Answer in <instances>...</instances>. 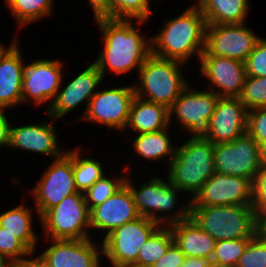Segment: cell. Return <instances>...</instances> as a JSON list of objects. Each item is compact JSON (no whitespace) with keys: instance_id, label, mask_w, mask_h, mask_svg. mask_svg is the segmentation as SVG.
I'll return each mask as SVG.
<instances>
[{"instance_id":"obj_1","label":"cell","mask_w":266,"mask_h":267,"mask_svg":"<svg viewBox=\"0 0 266 267\" xmlns=\"http://www.w3.org/2000/svg\"><path fill=\"white\" fill-rule=\"evenodd\" d=\"M94 21L100 30V45L103 47L94 63L104 81L108 72L119 77L132 72L138 73L152 54L151 36L140 31L147 21L111 18H98Z\"/></svg>"},{"instance_id":"obj_2","label":"cell","mask_w":266,"mask_h":267,"mask_svg":"<svg viewBox=\"0 0 266 267\" xmlns=\"http://www.w3.org/2000/svg\"><path fill=\"white\" fill-rule=\"evenodd\" d=\"M162 21L161 29L151 35L152 54L185 64L193 59L199 62L207 25L201 10L193 3L177 17Z\"/></svg>"},{"instance_id":"obj_3","label":"cell","mask_w":266,"mask_h":267,"mask_svg":"<svg viewBox=\"0 0 266 267\" xmlns=\"http://www.w3.org/2000/svg\"><path fill=\"white\" fill-rule=\"evenodd\" d=\"M130 173L127 174L125 185L132 194L140 216L150 218L160 226H169L189 217L190 200H187L186 204L179 202L184 201L181 198L183 192L174 186L168 177L166 179L154 175V178L146 177L148 179L146 182L142 180L138 184L139 182L136 183L133 178L129 177H132Z\"/></svg>"},{"instance_id":"obj_4","label":"cell","mask_w":266,"mask_h":267,"mask_svg":"<svg viewBox=\"0 0 266 267\" xmlns=\"http://www.w3.org/2000/svg\"><path fill=\"white\" fill-rule=\"evenodd\" d=\"M185 66L183 62L151 54L136 74L135 95L169 109L190 84L185 76Z\"/></svg>"},{"instance_id":"obj_5","label":"cell","mask_w":266,"mask_h":267,"mask_svg":"<svg viewBox=\"0 0 266 267\" xmlns=\"http://www.w3.org/2000/svg\"><path fill=\"white\" fill-rule=\"evenodd\" d=\"M166 170L169 181L183 192L182 195H189L188 200H192L216 172L214 144L206 139L183 141L177 145L175 156Z\"/></svg>"},{"instance_id":"obj_6","label":"cell","mask_w":266,"mask_h":267,"mask_svg":"<svg viewBox=\"0 0 266 267\" xmlns=\"http://www.w3.org/2000/svg\"><path fill=\"white\" fill-rule=\"evenodd\" d=\"M189 216L216 241L253 238L261 230L252 205L190 206Z\"/></svg>"},{"instance_id":"obj_7","label":"cell","mask_w":266,"mask_h":267,"mask_svg":"<svg viewBox=\"0 0 266 267\" xmlns=\"http://www.w3.org/2000/svg\"><path fill=\"white\" fill-rule=\"evenodd\" d=\"M213 91L196 88L190 83L169 108V123L181 127L188 139H206L210 128L209 118L213 115L219 101ZM175 119V120H174Z\"/></svg>"},{"instance_id":"obj_8","label":"cell","mask_w":266,"mask_h":267,"mask_svg":"<svg viewBox=\"0 0 266 267\" xmlns=\"http://www.w3.org/2000/svg\"><path fill=\"white\" fill-rule=\"evenodd\" d=\"M40 224L43 239L83 240L92 237L89 209L83 193L66 196L40 218Z\"/></svg>"},{"instance_id":"obj_9","label":"cell","mask_w":266,"mask_h":267,"mask_svg":"<svg viewBox=\"0 0 266 267\" xmlns=\"http://www.w3.org/2000/svg\"><path fill=\"white\" fill-rule=\"evenodd\" d=\"M32 189H28L33 204L40 218L51 208L57 206L66 196L78 192L75 186L73 163L71 161V148L56 159L42 171Z\"/></svg>"},{"instance_id":"obj_10","label":"cell","mask_w":266,"mask_h":267,"mask_svg":"<svg viewBox=\"0 0 266 267\" xmlns=\"http://www.w3.org/2000/svg\"><path fill=\"white\" fill-rule=\"evenodd\" d=\"M159 226L150 218L140 216L114 229L101 241L103 258L109 264L106 266L136 267L140 248Z\"/></svg>"},{"instance_id":"obj_11","label":"cell","mask_w":266,"mask_h":267,"mask_svg":"<svg viewBox=\"0 0 266 267\" xmlns=\"http://www.w3.org/2000/svg\"><path fill=\"white\" fill-rule=\"evenodd\" d=\"M22 65V104L33 106L46 105L45 111L50 107L52 101L61 86L64 77V60L60 58L33 59ZM32 101V102H31Z\"/></svg>"},{"instance_id":"obj_12","label":"cell","mask_w":266,"mask_h":267,"mask_svg":"<svg viewBox=\"0 0 266 267\" xmlns=\"http://www.w3.org/2000/svg\"><path fill=\"white\" fill-rule=\"evenodd\" d=\"M100 86L91 98L87 110L81 119L84 122L100 125L103 128L124 132L130 108L135 98L133 83L126 86Z\"/></svg>"},{"instance_id":"obj_13","label":"cell","mask_w":266,"mask_h":267,"mask_svg":"<svg viewBox=\"0 0 266 267\" xmlns=\"http://www.w3.org/2000/svg\"><path fill=\"white\" fill-rule=\"evenodd\" d=\"M43 240L42 242L49 243V246L45 245L39 255L37 251L36 256L45 267H101L102 262L104 264L102 242L98 239L94 241L91 237L83 240Z\"/></svg>"},{"instance_id":"obj_14","label":"cell","mask_w":266,"mask_h":267,"mask_svg":"<svg viewBox=\"0 0 266 267\" xmlns=\"http://www.w3.org/2000/svg\"><path fill=\"white\" fill-rule=\"evenodd\" d=\"M65 76L63 77L61 86L52 101L50 107L45 111L56 122L60 119L66 118L67 115L72 114L82 103L85 102L84 109L79 119L81 120L87 110L88 104L94 94L97 92L100 85H103V77L97 67L92 62L81 72L76 74L72 80L63 86Z\"/></svg>"},{"instance_id":"obj_15","label":"cell","mask_w":266,"mask_h":267,"mask_svg":"<svg viewBox=\"0 0 266 267\" xmlns=\"http://www.w3.org/2000/svg\"><path fill=\"white\" fill-rule=\"evenodd\" d=\"M260 38L246 23L207 24L205 48L201 55L221 56L245 62Z\"/></svg>"},{"instance_id":"obj_16","label":"cell","mask_w":266,"mask_h":267,"mask_svg":"<svg viewBox=\"0 0 266 267\" xmlns=\"http://www.w3.org/2000/svg\"><path fill=\"white\" fill-rule=\"evenodd\" d=\"M215 171L250 179L261 169L259 143L248 133L229 143L214 144Z\"/></svg>"},{"instance_id":"obj_17","label":"cell","mask_w":266,"mask_h":267,"mask_svg":"<svg viewBox=\"0 0 266 267\" xmlns=\"http://www.w3.org/2000/svg\"><path fill=\"white\" fill-rule=\"evenodd\" d=\"M46 119L41 123L32 122L14 126L13 122L9 130L8 149L23 150L41 154L42 156H50L49 158L56 159L61 157L66 150L59 142L58 126L54 124V120L47 113ZM48 117V118H47ZM51 121H48L50 120ZM36 123V124H35ZM57 126V127H56ZM62 147V148H61Z\"/></svg>"},{"instance_id":"obj_18","label":"cell","mask_w":266,"mask_h":267,"mask_svg":"<svg viewBox=\"0 0 266 267\" xmlns=\"http://www.w3.org/2000/svg\"><path fill=\"white\" fill-rule=\"evenodd\" d=\"M199 73L208 83L206 89L219 97L239 98L246 78L245 63L227 57L201 55Z\"/></svg>"},{"instance_id":"obj_19","label":"cell","mask_w":266,"mask_h":267,"mask_svg":"<svg viewBox=\"0 0 266 267\" xmlns=\"http://www.w3.org/2000/svg\"><path fill=\"white\" fill-rule=\"evenodd\" d=\"M252 181L215 172L190 200V206L251 205Z\"/></svg>"},{"instance_id":"obj_20","label":"cell","mask_w":266,"mask_h":267,"mask_svg":"<svg viewBox=\"0 0 266 267\" xmlns=\"http://www.w3.org/2000/svg\"><path fill=\"white\" fill-rule=\"evenodd\" d=\"M89 216L90 232L93 231L91 233L94 234L92 238L100 240L98 236L101 232L100 241L114 229L140 217L132 194L125 184L102 204L93 207L89 211Z\"/></svg>"},{"instance_id":"obj_21","label":"cell","mask_w":266,"mask_h":267,"mask_svg":"<svg viewBox=\"0 0 266 267\" xmlns=\"http://www.w3.org/2000/svg\"><path fill=\"white\" fill-rule=\"evenodd\" d=\"M248 109L240 98L220 97L213 115L209 118L206 140L213 144L229 143L247 133Z\"/></svg>"},{"instance_id":"obj_22","label":"cell","mask_w":266,"mask_h":267,"mask_svg":"<svg viewBox=\"0 0 266 267\" xmlns=\"http://www.w3.org/2000/svg\"><path fill=\"white\" fill-rule=\"evenodd\" d=\"M10 45L0 53V110L22 105L23 56L20 40L12 37Z\"/></svg>"},{"instance_id":"obj_23","label":"cell","mask_w":266,"mask_h":267,"mask_svg":"<svg viewBox=\"0 0 266 267\" xmlns=\"http://www.w3.org/2000/svg\"><path fill=\"white\" fill-rule=\"evenodd\" d=\"M169 226L174 242L187 258L199 257L209 261L212 259L217 241L190 216Z\"/></svg>"},{"instance_id":"obj_24","label":"cell","mask_w":266,"mask_h":267,"mask_svg":"<svg viewBox=\"0 0 266 267\" xmlns=\"http://www.w3.org/2000/svg\"><path fill=\"white\" fill-rule=\"evenodd\" d=\"M173 127L169 126L163 130L150 133H141V134H131L133 141H131L132 152L137 155V157L143 158L145 161H150L154 164L159 162L167 163V168L171 163V160L174 158L176 153L177 144L172 139V130ZM135 136V137H134ZM175 143V144H174Z\"/></svg>"},{"instance_id":"obj_25","label":"cell","mask_w":266,"mask_h":267,"mask_svg":"<svg viewBox=\"0 0 266 267\" xmlns=\"http://www.w3.org/2000/svg\"><path fill=\"white\" fill-rule=\"evenodd\" d=\"M169 126V109L167 107L135 96L123 133H129V131L134 134L157 132Z\"/></svg>"},{"instance_id":"obj_26","label":"cell","mask_w":266,"mask_h":267,"mask_svg":"<svg viewBox=\"0 0 266 267\" xmlns=\"http://www.w3.org/2000/svg\"><path fill=\"white\" fill-rule=\"evenodd\" d=\"M23 199L17 206L8 208L0 213V226L14 234L33 254L37 252L41 236L34 230V214L38 215L36 208L25 205ZM32 206V207H31ZM35 213H34V210ZM34 225V226H33ZM39 235V236H38Z\"/></svg>"},{"instance_id":"obj_27","label":"cell","mask_w":266,"mask_h":267,"mask_svg":"<svg viewBox=\"0 0 266 267\" xmlns=\"http://www.w3.org/2000/svg\"><path fill=\"white\" fill-rule=\"evenodd\" d=\"M250 0H195L206 24L247 23Z\"/></svg>"},{"instance_id":"obj_28","label":"cell","mask_w":266,"mask_h":267,"mask_svg":"<svg viewBox=\"0 0 266 267\" xmlns=\"http://www.w3.org/2000/svg\"><path fill=\"white\" fill-rule=\"evenodd\" d=\"M6 8L14 18L17 31L24 26L37 24L43 18L52 16L55 0H3ZM22 27V28H21Z\"/></svg>"},{"instance_id":"obj_29","label":"cell","mask_w":266,"mask_h":267,"mask_svg":"<svg viewBox=\"0 0 266 267\" xmlns=\"http://www.w3.org/2000/svg\"><path fill=\"white\" fill-rule=\"evenodd\" d=\"M71 148V161L73 163V173L75 186L78 192L84 193L89 189L98 179H100L106 172L102 161L95 159L94 156H83L81 153V146L74 145Z\"/></svg>"},{"instance_id":"obj_30","label":"cell","mask_w":266,"mask_h":267,"mask_svg":"<svg viewBox=\"0 0 266 267\" xmlns=\"http://www.w3.org/2000/svg\"><path fill=\"white\" fill-rule=\"evenodd\" d=\"M174 242L170 226H159L140 248L136 267H151Z\"/></svg>"},{"instance_id":"obj_31","label":"cell","mask_w":266,"mask_h":267,"mask_svg":"<svg viewBox=\"0 0 266 267\" xmlns=\"http://www.w3.org/2000/svg\"><path fill=\"white\" fill-rule=\"evenodd\" d=\"M128 164L126 163L123 166L120 175L117 174L116 176L110 177L111 175H109V173H105L83 193L89 211L93 207L102 204L107 198L114 195L125 184L127 174L133 171L130 169V162Z\"/></svg>"},{"instance_id":"obj_32","label":"cell","mask_w":266,"mask_h":267,"mask_svg":"<svg viewBox=\"0 0 266 267\" xmlns=\"http://www.w3.org/2000/svg\"><path fill=\"white\" fill-rule=\"evenodd\" d=\"M252 238L221 240L216 242L211 267H236Z\"/></svg>"},{"instance_id":"obj_33","label":"cell","mask_w":266,"mask_h":267,"mask_svg":"<svg viewBox=\"0 0 266 267\" xmlns=\"http://www.w3.org/2000/svg\"><path fill=\"white\" fill-rule=\"evenodd\" d=\"M151 3L150 0H113L112 19L149 22L152 19L151 16H153Z\"/></svg>"},{"instance_id":"obj_34","label":"cell","mask_w":266,"mask_h":267,"mask_svg":"<svg viewBox=\"0 0 266 267\" xmlns=\"http://www.w3.org/2000/svg\"><path fill=\"white\" fill-rule=\"evenodd\" d=\"M236 267H266V231L260 230L249 241Z\"/></svg>"},{"instance_id":"obj_35","label":"cell","mask_w":266,"mask_h":267,"mask_svg":"<svg viewBox=\"0 0 266 267\" xmlns=\"http://www.w3.org/2000/svg\"><path fill=\"white\" fill-rule=\"evenodd\" d=\"M239 98L248 110L266 107V77L246 76Z\"/></svg>"},{"instance_id":"obj_36","label":"cell","mask_w":266,"mask_h":267,"mask_svg":"<svg viewBox=\"0 0 266 267\" xmlns=\"http://www.w3.org/2000/svg\"><path fill=\"white\" fill-rule=\"evenodd\" d=\"M0 253L10 260H24L33 253L14 234L0 226Z\"/></svg>"},{"instance_id":"obj_37","label":"cell","mask_w":266,"mask_h":267,"mask_svg":"<svg viewBox=\"0 0 266 267\" xmlns=\"http://www.w3.org/2000/svg\"><path fill=\"white\" fill-rule=\"evenodd\" d=\"M245 63L246 76L266 77V38L261 37Z\"/></svg>"},{"instance_id":"obj_38","label":"cell","mask_w":266,"mask_h":267,"mask_svg":"<svg viewBox=\"0 0 266 267\" xmlns=\"http://www.w3.org/2000/svg\"><path fill=\"white\" fill-rule=\"evenodd\" d=\"M251 205L260 218L266 214V166H261L252 182Z\"/></svg>"},{"instance_id":"obj_39","label":"cell","mask_w":266,"mask_h":267,"mask_svg":"<svg viewBox=\"0 0 266 267\" xmlns=\"http://www.w3.org/2000/svg\"><path fill=\"white\" fill-rule=\"evenodd\" d=\"M247 133L258 143L266 142V107L248 110Z\"/></svg>"},{"instance_id":"obj_40","label":"cell","mask_w":266,"mask_h":267,"mask_svg":"<svg viewBox=\"0 0 266 267\" xmlns=\"http://www.w3.org/2000/svg\"><path fill=\"white\" fill-rule=\"evenodd\" d=\"M186 256L173 242L166 253L157 260L151 267H180L185 262Z\"/></svg>"},{"instance_id":"obj_41","label":"cell","mask_w":266,"mask_h":267,"mask_svg":"<svg viewBox=\"0 0 266 267\" xmlns=\"http://www.w3.org/2000/svg\"><path fill=\"white\" fill-rule=\"evenodd\" d=\"M88 2L92 9L94 20L98 18L112 19L113 0H88Z\"/></svg>"},{"instance_id":"obj_42","label":"cell","mask_w":266,"mask_h":267,"mask_svg":"<svg viewBox=\"0 0 266 267\" xmlns=\"http://www.w3.org/2000/svg\"><path fill=\"white\" fill-rule=\"evenodd\" d=\"M10 125L11 120L6 111L0 110V149L8 146Z\"/></svg>"},{"instance_id":"obj_43","label":"cell","mask_w":266,"mask_h":267,"mask_svg":"<svg viewBox=\"0 0 266 267\" xmlns=\"http://www.w3.org/2000/svg\"><path fill=\"white\" fill-rule=\"evenodd\" d=\"M180 267H211L210 261L204 258L192 257L185 259Z\"/></svg>"},{"instance_id":"obj_44","label":"cell","mask_w":266,"mask_h":267,"mask_svg":"<svg viewBox=\"0 0 266 267\" xmlns=\"http://www.w3.org/2000/svg\"><path fill=\"white\" fill-rule=\"evenodd\" d=\"M7 267H34V254L24 260H12Z\"/></svg>"},{"instance_id":"obj_45","label":"cell","mask_w":266,"mask_h":267,"mask_svg":"<svg viewBox=\"0 0 266 267\" xmlns=\"http://www.w3.org/2000/svg\"><path fill=\"white\" fill-rule=\"evenodd\" d=\"M259 160L261 166H266V142L259 143Z\"/></svg>"},{"instance_id":"obj_46","label":"cell","mask_w":266,"mask_h":267,"mask_svg":"<svg viewBox=\"0 0 266 267\" xmlns=\"http://www.w3.org/2000/svg\"><path fill=\"white\" fill-rule=\"evenodd\" d=\"M11 261L6 255L0 253V267H7Z\"/></svg>"},{"instance_id":"obj_47","label":"cell","mask_w":266,"mask_h":267,"mask_svg":"<svg viewBox=\"0 0 266 267\" xmlns=\"http://www.w3.org/2000/svg\"><path fill=\"white\" fill-rule=\"evenodd\" d=\"M261 230L266 231V214L261 218Z\"/></svg>"},{"instance_id":"obj_48","label":"cell","mask_w":266,"mask_h":267,"mask_svg":"<svg viewBox=\"0 0 266 267\" xmlns=\"http://www.w3.org/2000/svg\"><path fill=\"white\" fill-rule=\"evenodd\" d=\"M34 267H45L44 265H42L39 261L38 258L36 256V253L34 254Z\"/></svg>"},{"instance_id":"obj_49","label":"cell","mask_w":266,"mask_h":267,"mask_svg":"<svg viewBox=\"0 0 266 267\" xmlns=\"http://www.w3.org/2000/svg\"><path fill=\"white\" fill-rule=\"evenodd\" d=\"M7 45V43L5 44H3L2 42L0 43V53L7 47L6 46Z\"/></svg>"}]
</instances>
